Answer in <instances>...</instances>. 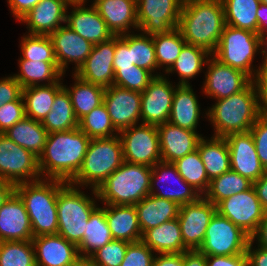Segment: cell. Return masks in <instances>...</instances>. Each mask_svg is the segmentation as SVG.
Masks as SVG:
<instances>
[{"mask_svg":"<svg viewBox=\"0 0 267 266\" xmlns=\"http://www.w3.org/2000/svg\"><path fill=\"white\" fill-rule=\"evenodd\" d=\"M90 140L79 127L48 133L44 150L38 157L42 178L48 175V179L70 182L81 168Z\"/></svg>","mask_w":267,"mask_h":266,"instance_id":"cell-1","label":"cell"},{"mask_svg":"<svg viewBox=\"0 0 267 266\" xmlns=\"http://www.w3.org/2000/svg\"><path fill=\"white\" fill-rule=\"evenodd\" d=\"M221 0H184L178 24L184 40L213 54L225 27Z\"/></svg>","mask_w":267,"mask_h":266,"instance_id":"cell-2","label":"cell"},{"mask_svg":"<svg viewBox=\"0 0 267 266\" xmlns=\"http://www.w3.org/2000/svg\"><path fill=\"white\" fill-rule=\"evenodd\" d=\"M66 183L45 178L15 185V192L25 204L33 237L57 234V194Z\"/></svg>","mask_w":267,"mask_h":266,"instance_id":"cell-3","label":"cell"},{"mask_svg":"<svg viewBox=\"0 0 267 266\" xmlns=\"http://www.w3.org/2000/svg\"><path fill=\"white\" fill-rule=\"evenodd\" d=\"M206 115L215 128V137L249 132L261 116L254 83L251 81L242 91L217 100Z\"/></svg>","mask_w":267,"mask_h":266,"instance_id":"cell-4","label":"cell"},{"mask_svg":"<svg viewBox=\"0 0 267 266\" xmlns=\"http://www.w3.org/2000/svg\"><path fill=\"white\" fill-rule=\"evenodd\" d=\"M152 167L124 161L93 193L104 204L135 205L150 194Z\"/></svg>","mask_w":267,"mask_h":266,"instance_id":"cell-5","label":"cell"},{"mask_svg":"<svg viewBox=\"0 0 267 266\" xmlns=\"http://www.w3.org/2000/svg\"><path fill=\"white\" fill-rule=\"evenodd\" d=\"M123 162L119 136L91 139L81 168L69 183L75 186L91 185L90 187L97 190Z\"/></svg>","mask_w":267,"mask_h":266,"instance_id":"cell-6","label":"cell"},{"mask_svg":"<svg viewBox=\"0 0 267 266\" xmlns=\"http://www.w3.org/2000/svg\"><path fill=\"white\" fill-rule=\"evenodd\" d=\"M67 182L57 194L58 231L69 242L78 246L92 212L97 208L94 198L83 194Z\"/></svg>","mask_w":267,"mask_h":266,"instance_id":"cell-7","label":"cell"},{"mask_svg":"<svg viewBox=\"0 0 267 266\" xmlns=\"http://www.w3.org/2000/svg\"><path fill=\"white\" fill-rule=\"evenodd\" d=\"M258 50L261 48L257 33L225 25L218 47L212 56L254 79L258 70L252 69L251 65Z\"/></svg>","mask_w":267,"mask_h":266,"instance_id":"cell-8","label":"cell"},{"mask_svg":"<svg viewBox=\"0 0 267 266\" xmlns=\"http://www.w3.org/2000/svg\"><path fill=\"white\" fill-rule=\"evenodd\" d=\"M250 236L228 218L215 212L199 251L206 256H233L247 250Z\"/></svg>","mask_w":267,"mask_h":266,"instance_id":"cell-9","label":"cell"},{"mask_svg":"<svg viewBox=\"0 0 267 266\" xmlns=\"http://www.w3.org/2000/svg\"><path fill=\"white\" fill-rule=\"evenodd\" d=\"M40 176L38 157L0 133V180L17 185Z\"/></svg>","mask_w":267,"mask_h":266,"instance_id":"cell-10","label":"cell"},{"mask_svg":"<svg viewBox=\"0 0 267 266\" xmlns=\"http://www.w3.org/2000/svg\"><path fill=\"white\" fill-rule=\"evenodd\" d=\"M118 135L122 143L124 161L150 167L162 161L156 125H133L121 130Z\"/></svg>","mask_w":267,"mask_h":266,"instance_id":"cell-11","label":"cell"},{"mask_svg":"<svg viewBox=\"0 0 267 266\" xmlns=\"http://www.w3.org/2000/svg\"><path fill=\"white\" fill-rule=\"evenodd\" d=\"M183 1L136 0L138 29L152 36L178 28Z\"/></svg>","mask_w":267,"mask_h":266,"instance_id":"cell-12","label":"cell"},{"mask_svg":"<svg viewBox=\"0 0 267 266\" xmlns=\"http://www.w3.org/2000/svg\"><path fill=\"white\" fill-rule=\"evenodd\" d=\"M216 212L228 218L250 237L257 231L265 214L253 186L220 201L216 205Z\"/></svg>","mask_w":267,"mask_h":266,"instance_id":"cell-13","label":"cell"},{"mask_svg":"<svg viewBox=\"0 0 267 266\" xmlns=\"http://www.w3.org/2000/svg\"><path fill=\"white\" fill-rule=\"evenodd\" d=\"M215 212L216 206L204 196L192 203L180 205L178 221L187 250H199L202 246L206 229Z\"/></svg>","mask_w":267,"mask_h":266,"instance_id":"cell-14","label":"cell"},{"mask_svg":"<svg viewBox=\"0 0 267 266\" xmlns=\"http://www.w3.org/2000/svg\"><path fill=\"white\" fill-rule=\"evenodd\" d=\"M175 89L170 81L156 75L141 93V120L143 124L160 125L168 122Z\"/></svg>","mask_w":267,"mask_h":266,"instance_id":"cell-15","label":"cell"},{"mask_svg":"<svg viewBox=\"0 0 267 266\" xmlns=\"http://www.w3.org/2000/svg\"><path fill=\"white\" fill-rule=\"evenodd\" d=\"M103 103L115 129L137 125L141 118V93L111 85L105 88Z\"/></svg>","mask_w":267,"mask_h":266,"instance_id":"cell-16","label":"cell"},{"mask_svg":"<svg viewBox=\"0 0 267 266\" xmlns=\"http://www.w3.org/2000/svg\"><path fill=\"white\" fill-rule=\"evenodd\" d=\"M115 54V36L111 39L95 44L90 55L84 61L75 76L81 80L108 88L113 85Z\"/></svg>","mask_w":267,"mask_h":266,"instance_id":"cell-17","label":"cell"},{"mask_svg":"<svg viewBox=\"0 0 267 266\" xmlns=\"http://www.w3.org/2000/svg\"><path fill=\"white\" fill-rule=\"evenodd\" d=\"M225 139L229 148L232 171L253 183L267 172L258 158L250 132L231 133L225 136Z\"/></svg>","mask_w":267,"mask_h":266,"instance_id":"cell-18","label":"cell"},{"mask_svg":"<svg viewBox=\"0 0 267 266\" xmlns=\"http://www.w3.org/2000/svg\"><path fill=\"white\" fill-rule=\"evenodd\" d=\"M207 60L208 71L205 75L204 92L214 99L229 97L242 91L252 79L243 71L225 65L214 56Z\"/></svg>","mask_w":267,"mask_h":266,"instance_id":"cell-19","label":"cell"},{"mask_svg":"<svg viewBox=\"0 0 267 266\" xmlns=\"http://www.w3.org/2000/svg\"><path fill=\"white\" fill-rule=\"evenodd\" d=\"M84 3L85 0H73L70 3L74 10L66 16L67 26L93 45L114 37L96 8L93 5L85 8Z\"/></svg>","mask_w":267,"mask_h":266,"instance_id":"cell-20","label":"cell"},{"mask_svg":"<svg viewBox=\"0 0 267 266\" xmlns=\"http://www.w3.org/2000/svg\"><path fill=\"white\" fill-rule=\"evenodd\" d=\"M33 231L25 204L14 192L0 207V242L32 240Z\"/></svg>","mask_w":267,"mask_h":266,"instance_id":"cell-21","label":"cell"},{"mask_svg":"<svg viewBox=\"0 0 267 266\" xmlns=\"http://www.w3.org/2000/svg\"><path fill=\"white\" fill-rule=\"evenodd\" d=\"M50 37L53 42L57 65L63 74L65 68L68 67V62H74L76 64L75 71H77L90 55L94 46L67 25L60 26Z\"/></svg>","mask_w":267,"mask_h":266,"instance_id":"cell-22","label":"cell"},{"mask_svg":"<svg viewBox=\"0 0 267 266\" xmlns=\"http://www.w3.org/2000/svg\"><path fill=\"white\" fill-rule=\"evenodd\" d=\"M32 243L36 266H71L80 257L77 246L58 234L33 237Z\"/></svg>","mask_w":267,"mask_h":266,"instance_id":"cell-23","label":"cell"},{"mask_svg":"<svg viewBox=\"0 0 267 266\" xmlns=\"http://www.w3.org/2000/svg\"><path fill=\"white\" fill-rule=\"evenodd\" d=\"M73 0H41L24 17L29 34L50 36L66 22L67 7Z\"/></svg>","mask_w":267,"mask_h":266,"instance_id":"cell-24","label":"cell"},{"mask_svg":"<svg viewBox=\"0 0 267 266\" xmlns=\"http://www.w3.org/2000/svg\"><path fill=\"white\" fill-rule=\"evenodd\" d=\"M161 159L173 163L197 149L202 138L196 131L183 129L169 122L157 126Z\"/></svg>","mask_w":267,"mask_h":266,"instance_id":"cell-25","label":"cell"},{"mask_svg":"<svg viewBox=\"0 0 267 266\" xmlns=\"http://www.w3.org/2000/svg\"><path fill=\"white\" fill-rule=\"evenodd\" d=\"M93 6L114 35L129 33L130 26L138 29L136 0H95Z\"/></svg>","mask_w":267,"mask_h":266,"instance_id":"cell-26","label":"cell"},{"mask_svg":"<svg viewBox=\"0 0 267 266\" xmlns=\"http://www.w3.org/2000/svg\"><path fill=\"white\" fill-rule=\"evenodd\" d=\"M105 205V217L113 239L129 243L141 241L142 231L135 205Z\"/></svg>","mask_w":267,"mask_h":266,"instance_id":"cell-27","label":"cell"},{"mask_svg":"<svg viewBox=\"0 0 267 266\" xmlns=\"http://www.w3.org/2000/svg\"><path fill=\"white\" fill-rule=\"evenodd\" d=\"M159 171H161V172H159ZM171 178H175V180L179 182L178 184H180L182 188L176 189L174 187L175 189L169 188L170 191L169 190L167 191V189H166L165 191H162V192H158V193L155 192V188H154L155 182L158 183L161 180L163 182H165V181L167 182L168 180H171ZM150 194L154 195L156 197L163 198V199H169V200L175 201L179 205L192 203V202L196 201L201 196L200 193H198L196 190H194L179 175V173L177 172L176 166L173 163L164 162V161H160L152 167Z\"/></svg>","mask_w":267,"mask_h":266,"instance_id":"cell-28","label":"cell"},{"mask_svg":"<svg viewBox=\"0 0 267 266\" xmlns=\"http://www.w3.org/2000/svg\"><path fill=\"white\" fill-rule=\"evenodd\" d=\"M142 234L153 227L178 218L180 205L149 194L135 204Z\"/></svg>","mask_w":267,"mask_h":266,"instance_id":"cell-29","label":"cell"},{"mask_svg":"<svg viewBox=\"0 0 267 266\" xmlns=\"http://www.w3.org/2000/svg\"><path fill=\"white\" fill-rule=\"evenodd\" d=\"M200 107L190 85H177L168 122L183 129L196 131Z\"/></svg>","mask_w":267,"mask_h":266,"instance_id":"cell-30","label":"cell"},{"mask_svg":"<svg viewBox=\"0 0 267 266\" xmlns=\"http://www.w3.org/2000/svg\"><path fill=\"white\" fill-rule=\"evenodd\" d=\"M141 241L159 254L183 253L184 247L178 218L146 230Z\"/></svg>","mask_w":267,"mask_h":266,"instance_id":"cell-31","label":"cell"},{"mask_svg":"<svg viewBox=\"0 0 267 266\" xmlns=\"http://www.w3.org/2000/svg\"><path fill=\"white\" fill-rule=\"evenodd\" d=\"M197 150L210 181L231 170L230 153L225 137L213 136L210 140L202 137Z\"/></svg>","mask_w":267,"mask_h":266,"instance_id":"cell-32","label":"cell"},{"mask_svg":"<svg viewBox=\"0 0 267 266\" xmlns=\"http://www.w3.org/2000/svg\"><path fill=\"white\" fill-rule=\"evenodd\" d=\"M60 81L54 84L29 86L22 89L25 116L42 122L51 111L56 93L63 87Z\"/></svg>","mask_w":267,"mask_h":266,"instance_id":"cell-33","label":"cell"},{"mask_svg":"<svg viewBox=\"0 0 267 266\" xmlns=\"http://www.w3.org/2000/svg\"><path fill=\"white\" fill-rule=\"evenodd\" d=\"M9 139L39 157L45 147L48 131L40 121L24 117L5 133Z\"/></svg>","mask_w":267,"mask_h":266,"instance_id":"cell-34","label":"cell"},{"mask_svg":"<svg viewBox=\"0 0 267 266\" xmlns=\"http://www.w3.org/2000/svg\"><path fill=\"white\" fill-rule=\"evenodd\" d=\"M113 240L105 217V208L97 207L89 217L84 237L77 246L80 257H89L97 249Z\"/></svg>","mask_w":267,"mask_h":266,"instance_id":"cell-35","label":"cell"},{"mask_svg":"<svg viewBox=\"0 0 267 266\" xmlns=\"http://www.w3.org/2000/svg\"><path fill=\"white\" fill-rule=\"evenodd\" d=\"M41 123L48 133L69 131L79 126L70 96L64 87L56 93L52 109Z\"/></svg>","mask_w":267,"mask_h":266,"instance_id":"cell-36","label":"cell"},{"mask_svg":"<svg viewBox=\"0 0 267 266\" xmlns=\"http://www.w3.org/2000/svg\"><path fill=\"white\" fill-rule=\"evenodd\" d=\"M225 24L258 34L257 9L260 0H221Z\"/></svg>","mask_w":267,"mask_h":266,"instance_id":"cell-37","label":"cell"},{"mask_svg":"<svg viewBox=\"0 0 267 266\" xmlns=\"http://www.w3.org/2000/svg\"><path fill=\"white\" fill-rule=\"evenodd\" d=\"M76 80L73 87L66 88L73 105L75 116L78 120L90 113L94 108L103 103L105 88L85 82L74 75Z\"/></svg>","mask_w":267,"mask_h":266,"instance_id":"cell-38","label":"cell"},{"mask_svg":"<svg viewBox=\"0 0 267 266\" xmlns=\"http://www.w3.org/2000/svg\"><path fill=\"white\" fill-rule=\"evenodd\" d=\"M20 74L13 75L23 88L39 85V81L47 80L48 84L57 83L64 75L57 62H43L40 60H19Z\"/></svg>","mask_w":267,"mask_h":266,"instance_id":"cell-39","label":"cell"},{"mask_svg":"<svg viewBox=\"0 0 267 266\" xmlns=\"http://www.w3.org/2000/svg\"><path fill=\"white\" fill-rule=\"evenodd\" d=\"M253 186V182L241 176L239 173L229 170L210 181L205 198L215 206L222 200Z\"/></svg>","mask_w":267,"mask_h":266,"instance_id":"cell-40","label":"cell"},{"mask_svg":"<svg viewBox=\"0 0 267 266\" xmlns=\"http://www.w3.org/2000/svg\"><path fill=\"white\" fill-rule=\"evenodd\" d=\"M208 55L212 54L206 49L186 44L173 66L166 73L178 72L181 78L178 85L187 86L189 85L187 79L189 80L201 72L203 65L207 63L208 59L205 58H208Z\"/></svg>","mask_w":267,"mask_h":266,"instance_id":"cell-41","label":"cell"},{"mask_svg":"<svg viewBox=\"0 0 267 266\" xmlns=\"http://www.w3.org/2000/svg\"><path fill=\"white\" fill-rule=\"evenodd\" d=\"M152 39L157 67L160 68L162 65H167L165 66V71H168L187 43L178 28L172 29L168 33L152 35Z\"/></svg>","mask_w":267,"mask_h":266,"instance_id":"cell-42","label":"cell"},{"mask_svg":"<svg viewBox=\"0 0 267 266\" xmlns=\"http://www.w3.org/2000/svg\"><path fill=\"white\" fill-rule=\"evenodd\" d=\"M179 175L200 195L208 190L210 180L206 174L204 163L198 150L186 154L184 157L173 162Z\"/></svg>","mask_w":267,"mask_h":266,"instance_id":"cell-43","label":"cell"},{"mask_svg":"<svg viewBox=\"0 0 267 266\" xmlns=\"http://www.w3.org/2000/svg\"><path fill=\"white\" fill-rule=\"evenodd\" d=\"M79 129L90 139L116 136L118 131L113 126L104 103L94 108L79 120ZM114 132H117L114 133ZM115 134V135H114Z\"/></svg>","mask_w":267,"mask_h":266,"instance_id":"cell-44","label":"cell"},{"mask_svg":"<svg viewBox=\"0 0 267 266\" xmlns=\"http://www.w3.org/2000/svg\"><path fill=\"white\" fill-rule=\"evenodd\" d=\"M0 266H36L32 240L1 241Z\"/></svg>","mask_w":267,"mask_h":266,"instance_id":"cell-45","label":"cell"},{"mask_svg":"<svg viewBox=\"0 0 267 266\" xmlns=\"http://www.w3.org/2000/svg\"><path fill=\"white\" fill-rule=\"evenodd\" d=\"M21 42L23 56L21 59L57 62L50 36L28 34L23 37Z\"/></svg>","mask_w":267,"mask_h":266,"instance_id":"cell-46","label":"cell"},{"mask_svg":"<svg viewBox=\"0 0 267 266\" xmlns=\"http://www.w3.org/2000/svg\"><path fill=\"white\" fill-rule=\"evenodd\" d=\"M155 78L152 72L133 65L127 68H114L113 85L142 93Z\"/></svg>","mask_w":267,"mask_h":266,"instance_id":"cell-47","label":"cell"},{"mask_svg":"<svg viewBox=\"0 0 267 266\" xmlns=\"http://www.w3.org/2000/svg\"><path fill=\"white\" fill-rule=\"evenodd\" d=\"M130 50H132L134 65L150 72H154L158 68L151 35L130 34Z\"/></svg>","mask_w":267,"mask_h":266,"instance_id":"cell-48","label":"cell"},{"mask_svg":"<svg viewBox=\"0 0 267 266\" xmlns=\"http://www.w3.org/2000/svg\"><path fill=\"white\" fill-rule=\"evenodd\" d=\"M129 244L124 240L113 239L93 252L89 258L96 266H120Z\"/></svg>","mask_w":267,"mask_h":266,"instance_id":"cell-49","label":"cell"},{"mask_svg":"<svg viewBox=\"0 0 267 266\" xmlns=\"http://www.w3.org/2000/svg\"><path fill=\"white\" fill-rule=\"evenodd\" d=\"M152 253L154 252L142 241L130 243L120 266H153Z\"/></svg>","mask_w":267,"mask_h":266,"instance_id":"cell-50","label":"cell"},{"mask_svg":"<svg viewBox=\"0 0 267 266\" xmlns=\"http://www.w3.org/2000/svg\"><path fill=\"white\" fill-rule=\"evenodd\" d=\"M24 117L26 116L22 95L16 101L0 106V133H5Z\"/></svg>","mask_w":267,"mask_h":266,"instance_id":"cell-51","label":"cell"},{"mask_svg":"<svg viewBox=\"0 0 267 266\" xmlns=\"http://www.w3.org/2000/svg\"><path fill=\"white\" fill-rule=\"evenodd\" d=\"M249 132L252 134L258 158L267 171V117L261 115Z\"/></svg>","mask_w":267,"mask_h":266,"instance_id":"cell-52","label":"cell"},{"mask_svg":"<svg viewBox=\"0 0 267 266\" xmlns=\"http://www.w3.org/2000/svg\"><path fill=\"white\" fill-rule=\"evenodd\" d=\"M132 50H130V34L115 35L114 68L133 67Z\"/></svg>","mask_w":267,"mask_h":266,"instance_id":"cell-53","label":"cell"},{"mask_svg":"<svg viewBox=\"0 0 267 266\" xmlns=\"http://www.w3.org/2000/svg\"><path fill=\"white\" fill-rule=\"evenodd\" d=\"M257 70L252 82L257 90L260 114L265 116L267 114V63H263Z\"/></svg>","mask_w":267,"mask_h":266,"instance_id":"cell-54","label":"cell"},{"mask_svg":"<svg viewBox=\"0 0 267 266\" xmlns=\"http://www.w3.org/2000/svg\"><path fill=\"white\" fill-rule=\"evenodd\" d=\"M22 95V87L14 76L0 80V106L16 101Z\"/></svg>","mask_w":267,"mask_h":266,"instance_id":"cell-55","label":"cell"},{"mask_svg":"<svg viewBox=\"0 0 267 266\" xmlns=\"http://www.w3.org/2000/svg\"><path fill=\"white\" fill-rule=\"evenodd\" d=\"M207 266H248L246 253L233 256H206Z\"/></svg>","mask_w":267,"mask_h":266,"instance_id":"cell-56","label":"cell"},{"mask_svg":"<svg viewBox=\"0 0 267 266\" xmlns=\"http://www.w3.org/2000/svg\"><path fill=\"white\" fill-rule=\"evenodd\" d=\"M252 244L253 240L250 239L245 252L248 266H267V249L258 246V249L254 250Z\"/></svg>","mask_w":267,"mask_h":266,"instance_id":"cell-57","label":"cell"},{"mask_svg":"<svg viewBox=\"0 0 267 266\" xmlns=\"http://www.w3.org/2000/svg\"><path fill=\"white\" fill-rule=\"evenodd\" d=\"M41 0H8L12 14L20 20Z\"/></svg>","mask_w":267,"mask_h":266,"instance_id":"cell-58","label":"cell"},{"mask_svg":"<svg viewBox=\"0 0 267 266\" xmlns=\"http://www.w3.org/2000/svg\"><path fill=\"white\" fill-rule=\"evenodd\" d=\"M159 255L154 256L153 266H184V252Z\"/></svg>","mask_w":267,"mask_h":266,"instance_id":"cell-59","label":"cell"},{"mask_svg":"<svg viewBox=\"0 0 267 266\" xmlns=\"http://www.w3.org/2000/svg\"><path fill=\"white\" fill-rule=\"evenodd\" d=\"M184 266H207L206 255L199 250L184 252Z\"/></svg>","mask_w":267,"mask_h":266,"instance_id":"cell-60","label":"cell"},{"mask_svg":"<svg viewBox=\"0 0 267 266\" xmlns=\"http://www.w3.org/2000/svg\"><path fill=\"white\" fill-rule=\"evenodd\" d=\"M257 196L265 211H267V172L253 183Z\"/></svg>","mask_w":267,"mask_h":266,"instance_id":"cell-61","label":"cell"},{"mask_svg":"<svg viewBox=\"0 0 267 266\" xmlns=\"http://www.w3.org/2000/svg\"><path fill=\"white\" fill-rule=\"evenodd\" d=\"M253 241L257 238L259 247L267 249V211H265L264 217L259 223L257 231L250 237Z\"/></svg>","mask_w":267,"mask_h":266,"instance_id":"cell-62","label":"cell"},{"mask_svg":"<svg viewBox=\"0 0 267 266\" xmlns=\"http://www.w3.org/2000/svg\"><path fill=\"white\" fill-rule=\"evenodd\" d=\"M257 21H258V35L261 33L265 34L267 30V5L260 3L257 9ZM266 25V26H265ZM266 29V30H265Z\"/></svg>","mask_w":267,"mask_h":266,"instance_id":"cell-63","label":"cell"},{"mask_svg":"<svg viewBox=\"0 0 267 266\" xmlns=\"http://www.w3.org/2000/svg\"><path fill=\"white\" fill-rule=\"evenodd\" d=\"M15 192V185L0 180V207L9 199V197Z\"/></svg>","mask_w":267,"mask_h":266,"instance_id":"cell-64","label":"cell"},{"mask_svg":"<svg viewBox=\"0 0 267 266\" xmlns=\"http://www.w3.org/2000/svg\"><path fill=\"white\" fill-rule=\"evenodd\" d=\"M71 266H96L89 257H79Z\"/></svg>","mask_w":267,"mask_h":266,"instance_id":"cell-65","label":"cell"},{"mask_svg":"<svg viewBox=\"0 0 267 266\" xmlns=\"http://www.w3.org/2000/svg\"><path fill=\"white\" fill-rule=\"evenodd\" d=\"M266 33H267V31H266ZM264 35H265L264 33H261L259 35V45H260V47L264 45L266 48L267 47V38H266L267 36H264ZM261 53L263 54V56H265L263 63H267V48H266V50L264 49L263 51H261Z\"/></svg>","mask_w":267,"mask_h":266,"instance_id":"cell-66","label":"cell"},{"mask_svg":"<svg viewBox=\"0 0 267 266\" xmlns=\"http://www.w3.org/2000/svg\"><path fill=\"white\" fill-rule=\"evenodd\" d=\"M260 1H261V3H264L267 5V0H260Z\"/></svg>","mask_w":267,"mask_h":266,"instance_id":"cell-67","label":"cell"}]
</instances>
